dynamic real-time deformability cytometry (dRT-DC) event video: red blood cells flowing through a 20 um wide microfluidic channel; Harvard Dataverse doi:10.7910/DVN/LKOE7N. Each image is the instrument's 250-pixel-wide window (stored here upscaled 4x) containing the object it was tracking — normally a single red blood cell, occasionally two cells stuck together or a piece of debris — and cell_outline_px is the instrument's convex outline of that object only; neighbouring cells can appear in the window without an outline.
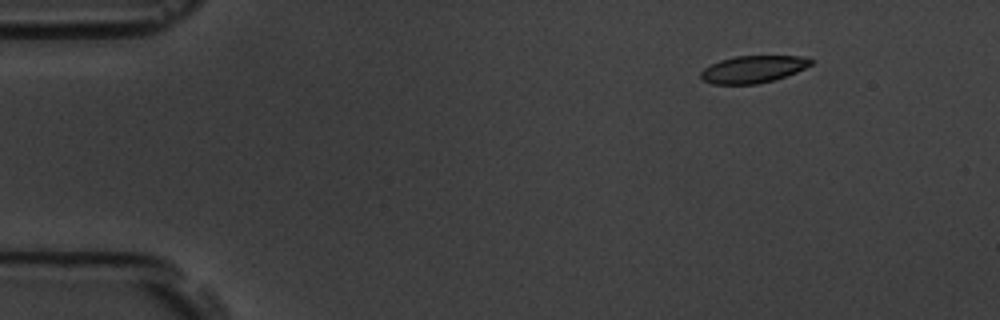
{"species": "common noctule bat (a hibernating species)", "species_latin": "Nyctalus noctula", "temperature_condition": "room temperature", "stored_images_in_passage": 4, "camera_frame_rate_fps": 3000, "um_per_image_px": 0.085, "animal": {"sex": "male", "body_mass_g": 19.5, "forearm_length_mm": 54.6}, "frame": {"image": 1, "passage_image": 2, "time_ms": 1.333, "image_size_px": [1000, 320], "cell_outline_px": [[812, 64], [796, 72], [776, 80], [756, 84], [712, 84], [704, 80], [700, 76], [700, 72], [704, 68], [720, 60], [736, 56], [800, 56], [812, 60]], "centroid_in_image_um": [64.0, 5.89], "position_along_channel_um": 21.0, "area_um2": 17.34}}
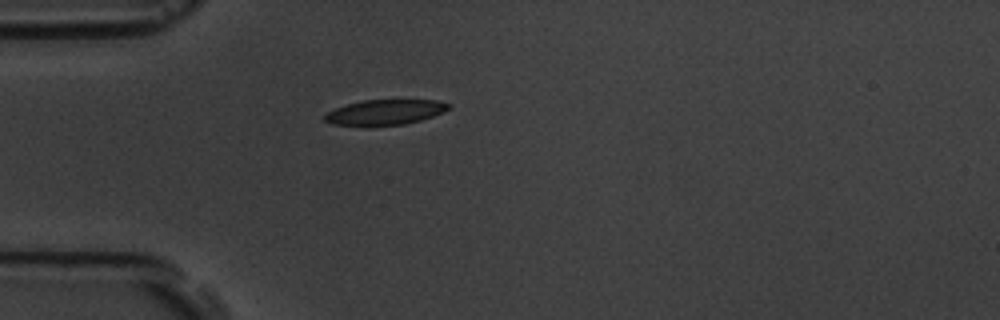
{"frame": {"image": 2, "passage_image": 4, "time_ms": 4.333, "image_size_px": [1000, 320], "cell_outline_px": [[452, 108], [444, 112], [420, 120], [404, 124], [368, 128], [364, 128], [332, 124], [324, 120], [324, 116], [328, 112], [336, 108], [348, 104], [364, 100], [436, 100], [452, 104]], "centroid_in_image_um": [32.72, 9.57], "position_along_channel_um": 52.3, "area_um2": 18.79}}